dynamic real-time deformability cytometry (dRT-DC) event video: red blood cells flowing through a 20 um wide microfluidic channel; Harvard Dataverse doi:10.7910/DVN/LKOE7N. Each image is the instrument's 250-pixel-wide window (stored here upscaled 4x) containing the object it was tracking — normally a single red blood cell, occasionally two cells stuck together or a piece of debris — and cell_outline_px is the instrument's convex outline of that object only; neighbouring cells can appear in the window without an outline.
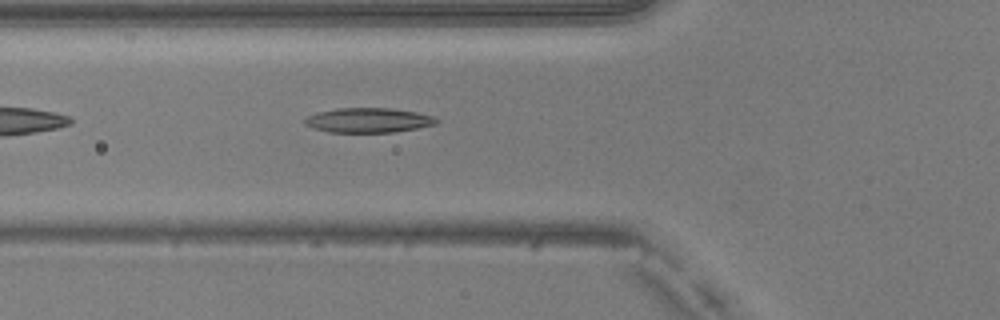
{"species": "common noctule bat (a hibernating species)", "species_latin": "Nyctalus noctula", "temperature_condition": "warm", "stored_images_in_passage": 36, "camera_frame_rate_fps": 3000, "um_per_image_px": 0.085, "animal": {"sex": "male", "body_mass_g": 20.5, "forearm_length_mm": 52.5}, "frame": {"image": 1, "passage_image": 4, "time_ms": 1.0, "image_size_px": [1000, 320], "cell_outline_px": [[440, 120], [436, 124], [416, 128], [392, 132], [328, 132], [304, 124], [304, 120], [308, 116], [316, 112], [336, 108], [392, 108], [416, 112], [436, 116]], "centroid_in_image_um": [31.34, 10.21], "position_along_channel_um": 94.5, "area_um2": 18.96}}
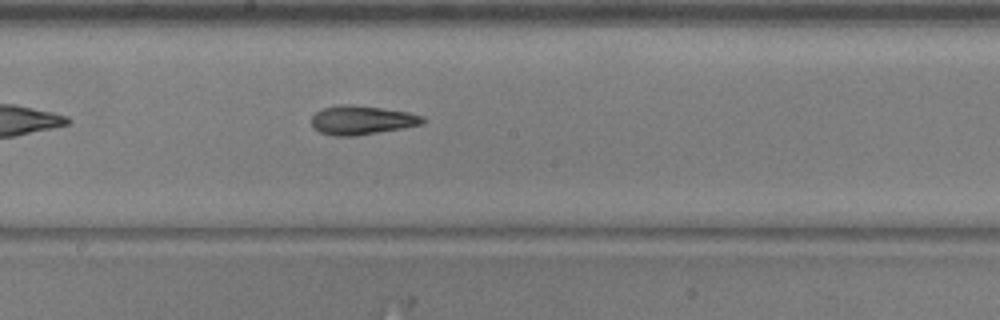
{"frame": {"image": 2, "passage_image": 13, "time_ms": 4.0, "image_size_px": [1000, 320], "cell_outline_px": [[428, 120], [420, 124], [404, 128], [356, 136], [336, 136], [320, 132], [312, 124], [312, 116], [316, 112], [324, 108], [340, 104], [352, 104], [408, 112], [424, 116]], "centroid_in_image_um": [30.78, 10.21], "position_along_channel_um": 217.4, "area_um2": 18.73}}
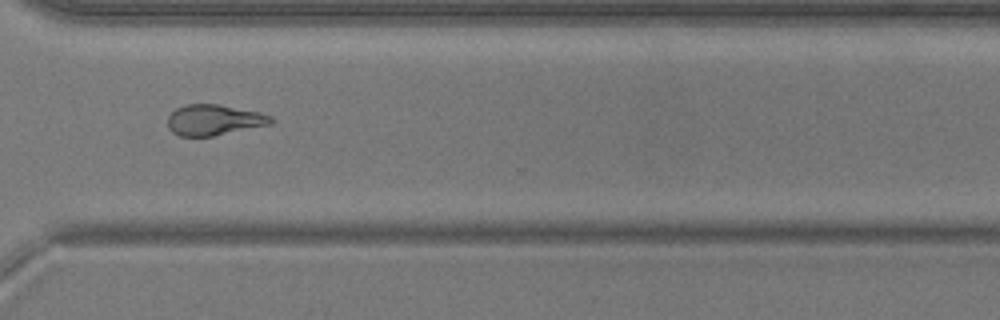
{"frame": {"image": 3, "passage_image": 23, "time_ms": 7.333, "image_size_px": [1000, 320], "cell_outline_px": [[272, 124], [212, 136], [180, 136], [172, 132], [168, 128], [168, 116], [176, 108], [184, 104], [220, 104], [260, 112], [272, 116]], "centroid_in_image_um": [18.18, 10.19], "position_along_channel_um": 352.4, "area_um2": 18.55}, "authors_computed_cell_mechanics": {"area_um2": 18.785, "velocity_mm_per_s": 4.0764, "shape_relaxation_time_tau1_ms": 8.3274, "shape_relaxation_time_tau2_ms": 2.9265, "deformation_change_tau1": 0.2576, "deformation_change_tau2": 0.1219}}